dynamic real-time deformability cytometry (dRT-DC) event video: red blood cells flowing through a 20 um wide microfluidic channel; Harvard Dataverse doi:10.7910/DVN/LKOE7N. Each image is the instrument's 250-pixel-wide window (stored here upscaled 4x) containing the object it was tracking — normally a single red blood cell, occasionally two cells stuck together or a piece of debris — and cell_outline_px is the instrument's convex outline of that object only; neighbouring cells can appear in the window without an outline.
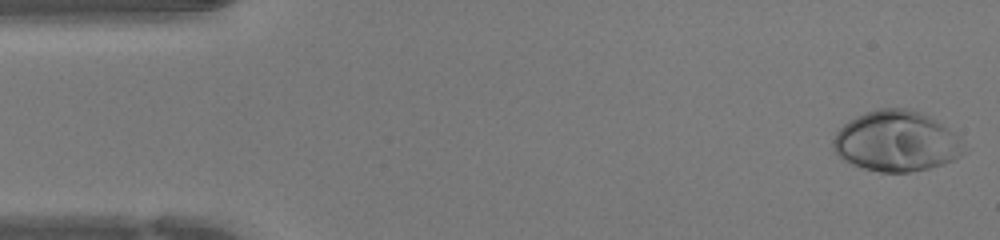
{"species": "human", "species_latin": "Homo sapiens", "temperature_condition": "warm", "stored_images_in_passage": 44, "camera_frame_rate_fps": 3000, "um_per_image_px": 0.085, "donor": {"sex": "female"}, "frame": {"image": 1, "passage_image": 1, "time_ms": 0.0, "image_size_px": [1000, 240], "cell_outline_px": [[964, 152], [952, 160], [928, 168], [908, 172], [880, 172], [864, 168], [844, 160], [832, 148], [832, 140], [836, 132], [844, 124], [856, 116], [864, 112], [880, 108], [908, 108], [920, 112], [936, 120], [948, 128], [960, 140]], "centroid_in_image_um": [76.14, 11.99], "position_along_channel_um": 8.9, "area_um2": 45.6}}
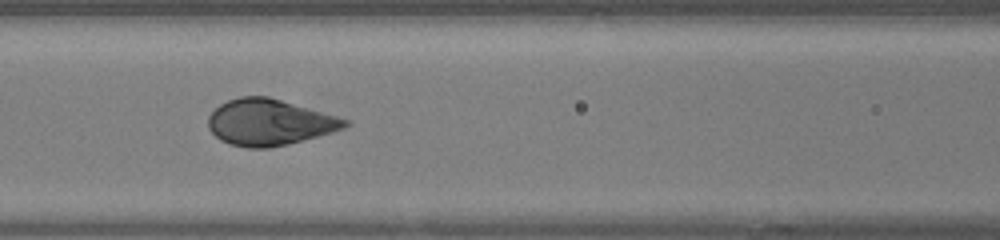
{"frame": {"image": 2, "passage_image": 18, "time_ms": 5.667, "image_size_px": [1000, 240], "cell_outline_px": [[352, 124], [344, 128], [332, 132], [288, 144], [268, 148], [248, 148], [228, 144], [220, 140], [208, 128], [208, 116], [220, 104], [228, 100], [240, 96], [268, 96], [336, 116], [348, 120]], "centroid_in_image_um": [22.87, 10.4], "position_along_channel_um": 143.7, "area_um2": 36.65}}
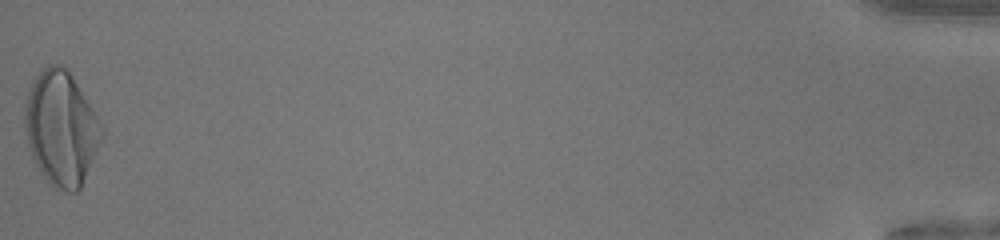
{"frame": {"image": 3, "passage_image": 44, "time_ms": 14.333, "image_size_px": [1000, 240], "cell_outline_px": [[104, 136], [80, 188], [76, 192], [68, 192], [52, 184], [40, 172], [28, 148], [24, 128], [24, 108], [28, 92], [40, 68], [48, 64], [64, 64], [72, 76], [104, 128]], "centroid_in_image_um": [5.19, 10.87], "position_along_channel_um": 430.0, "area_um2": 51.04}}